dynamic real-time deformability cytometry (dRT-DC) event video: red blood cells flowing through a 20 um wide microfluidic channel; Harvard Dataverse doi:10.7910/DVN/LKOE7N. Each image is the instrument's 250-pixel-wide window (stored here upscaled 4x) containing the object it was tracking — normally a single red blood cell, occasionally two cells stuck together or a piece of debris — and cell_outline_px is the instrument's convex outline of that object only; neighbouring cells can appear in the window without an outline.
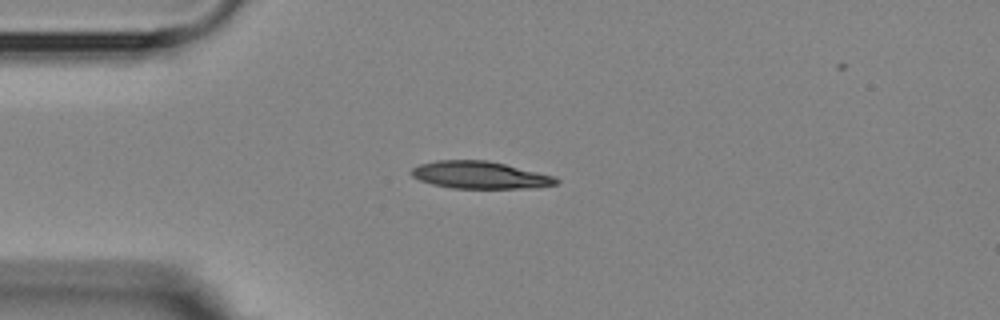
{"species": "Egyptian fruit bat (a non-hibernating species)", "species_latin": "Rousettus aegyptiacus", "temperature_condition": "room temperature", "stored_images_in_passage": 42, "camera_frame_rate_fps": 3000, "um_per_image_px": 0.085, "animal": {"sex": "female"}, "frame": {"image": 1, "passage_image": 1, "time_ms": 0.0, "image_size_px": [1000, 320], "cell_outline_px": [[560, 180], [556, 184], [536, 188], [452, 188], [432, 184], [420, 180], [412, 176], [408, 172], [412, 168], [420, 164], [436, 160], [488, 160], [556, 176]], "centroid_in_image_um": [40.8, 14.87], "position_along_channel_um": 44.2, "area_um2": 23.18}}
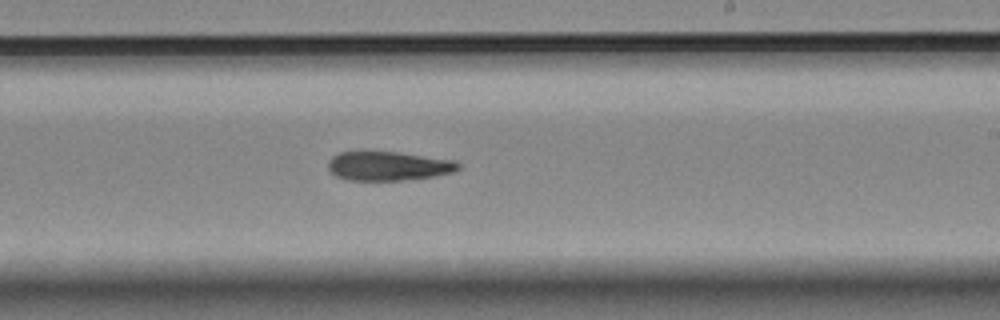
{"frame": {"image": 2, "passage_image": 20, "time_ms": 6.333, "image_size_px": [1000, 320], "cell_outline_px": [[460, 168], [452, 172], [436, 176], [400, 180], [348, 180], [336, 176], [328, 168], [328, 160], [332, 156], [340, 152], [396, 152], [452, 160], [460, 164]], "centroid_in_image_um": [32.98, 14.11], "position_along_channel_um": 256.0, "area_um2": 21.79}}
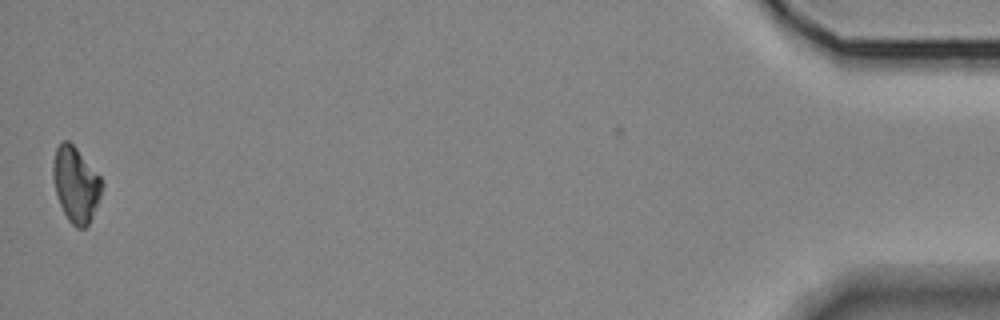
{"frame": {"image": 3, "passage_image": 42, "time_ms": 13.667, "image_size_px": [1000, 320], "cell_outline_px": [[104, 184], [100, 196], [92, 216], [88, 224], [84, 228], [76, 228], [68, 220], [60, 204], [56, 192], [52, 176], [52, 164], [56, 148], [64, 140], [68, 140], [76, 148], [100, 176]], "centroid_in_image_um": [6.43, 15.67], "position_along_channel_um": 428.8, "area_um2": 21.21}, "authors_computed_cell_mechanics": {"area_um2": 22.6576, "velocity_mm_per_s": 3.6087, "shape_relaxation_time_tau1_ms": 3.9793, "shape_relaxation_time_tau2_ms": null, "deformation_change_tau1": 0.1351, "deformation_change_tau2": null}}